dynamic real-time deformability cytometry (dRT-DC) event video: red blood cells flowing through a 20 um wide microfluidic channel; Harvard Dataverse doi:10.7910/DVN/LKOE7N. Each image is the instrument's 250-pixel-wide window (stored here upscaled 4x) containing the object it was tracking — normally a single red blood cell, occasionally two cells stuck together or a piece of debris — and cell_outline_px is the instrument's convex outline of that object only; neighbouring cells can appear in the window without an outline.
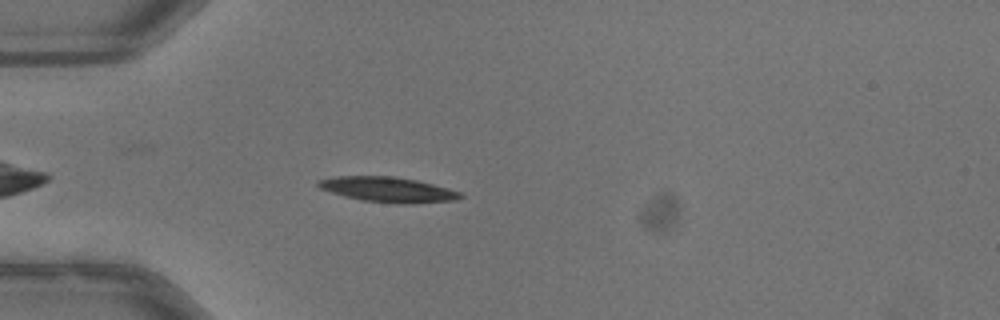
{"species": "common noctule bat (a hibernating species)", "species_latin": "Nyctalus noctula", "temperature_condition": "warm", "stored_images_in_passage": 42, "camera_frame_rate_fps": 3000, "um_per_image_px": 0.085, "animal": {"sex": "male", "body_mass_g": 13.3}, "frame": {"image": 1, "passage_image": 5, "time_ms": 1.333, "image_size_px": [1000, 320], "cell_outline_px": [[464, 196], [456, 200], [408, 204], [360, 200], [344, 196], [320, 188], [316, 184], [316, 180], [336, 176], [392, 176], [416, 180], [448, 188], [460, 192]], "centroid_in_image_um": [32.96, 16.11], "position_along_channel_um": 52.0, "area_um2": 20.69}}
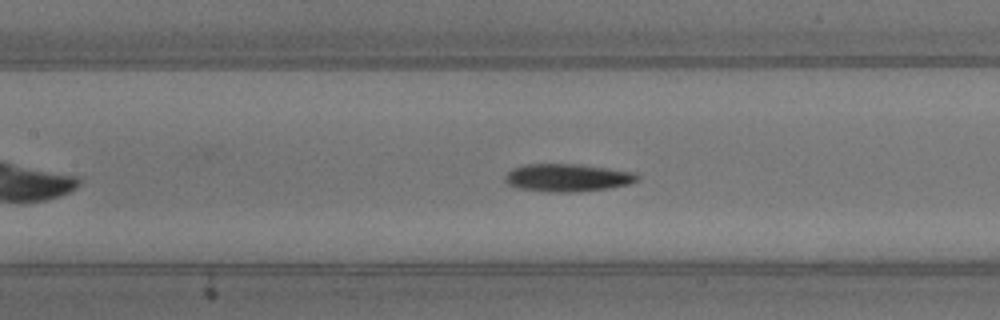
{"frame": {"image": 2, "passage_image": 14, "time_ms": 4.333, "image_size_px": [1000, 320], "cell_outline_px": [[640, 180], [628, 184], [608, 188], [572, 192], [552, 192], [516, 188], [508, 184], [504, 180], [504, 176], [512, 168], [524, 164], [580, 164], [636, 172], [640, 176]], "centroid_in_image_um": [48.24, 15.09], "position_along_channel_um": 159.2, "area_um2": 21.56}}
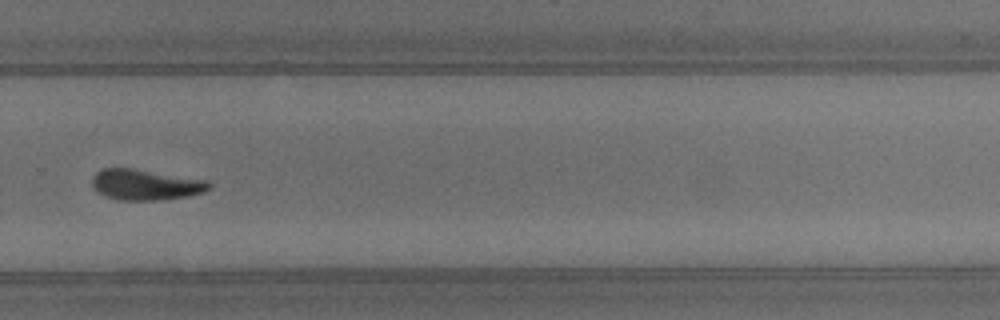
{"frame": {"image": 3, "passage_image": 26, "time_ms": 8.333, "image_size_px": [1000, 320], "cell_outline_px": [[212, 188], [204, 192], [188, 196], [160, 200], [120, 200], [104, 196], [96, 192], [92, 184], [92, 176], [100, 168], [132, 168], [208, 180], [212, 184]], "centroid_in_image_um": [12.37, 15.7], "position_along_channel_um": 317.4, "area_um2": 21.21}, "authors_computed_cell_mechanics": {"area_um2": 20.5768, "velocity_mm_per_s": 3.9761, "shape_relaxation_time_tau1_ms": 5.1447, "shape_relaxation_time_tau2_ms": 5.2295, "deformation_change_tau1": 0.1753, "deformation_change_tau2": 0.1529}}